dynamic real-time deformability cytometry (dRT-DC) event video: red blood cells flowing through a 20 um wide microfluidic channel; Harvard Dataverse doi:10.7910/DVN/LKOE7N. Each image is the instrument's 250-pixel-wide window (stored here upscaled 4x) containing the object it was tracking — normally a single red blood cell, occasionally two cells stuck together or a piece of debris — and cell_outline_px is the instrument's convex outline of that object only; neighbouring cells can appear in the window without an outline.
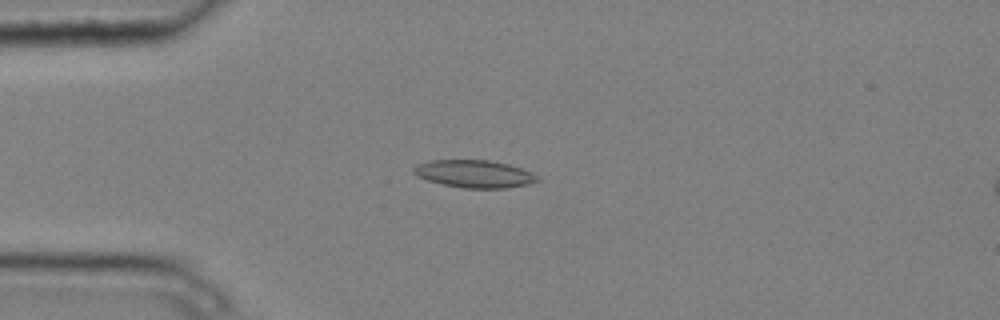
{"species": "common noctule bat (a hibernating species)", "species_latin": "Nyctalus noctula", "temperature_condition": "cold", "stored_images_in_passage": 6, "camera_frame_rate_fps": 3000, "um_per_image_px": 0.085, "animal": {"sex": "male", "body_mass_g": 20.4}, "frame": {"image": 1, "passage_image": 4, "time_ms": 1.0, "image_size_px": [1000, 320], "cell_outline_px": [[540, 180], [528, 184], [504, 188], [464, 188], [444, 184], [428, 180], [416, 176], [412, 172], [412, 168], [416, 164], [432, 160], [488, 160], [508, 164], [532, 172]], "centroid_in_image_um": [40.28, 14.77], "position_along_channel_um": 44.7, "area_um2": 19.77}}
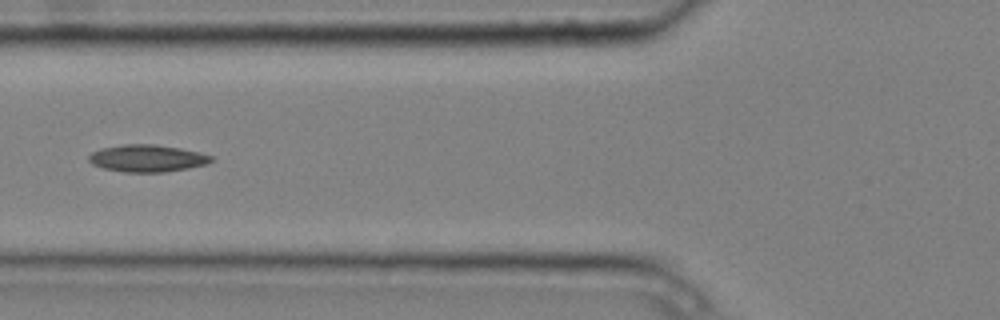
{"frame": {"image": 2, "passage_image": 6, "time_ms": 1.667, "image_size_px": [1000, 320], "cell_outline_px": [[216, 160], [204, 164], [188, 168], [164, 172], [124, 172], [104, 168], [92, 164], [88, 160], [88, 156], [92, 152], [100, 148], [120, 144], [152, 144], [180, 148], [200, 152], [212, 156]], "centroid_in_image_um": [12.5, 13.45], "position_along_channel_um": 113.3, "area_um2": 19.42}}